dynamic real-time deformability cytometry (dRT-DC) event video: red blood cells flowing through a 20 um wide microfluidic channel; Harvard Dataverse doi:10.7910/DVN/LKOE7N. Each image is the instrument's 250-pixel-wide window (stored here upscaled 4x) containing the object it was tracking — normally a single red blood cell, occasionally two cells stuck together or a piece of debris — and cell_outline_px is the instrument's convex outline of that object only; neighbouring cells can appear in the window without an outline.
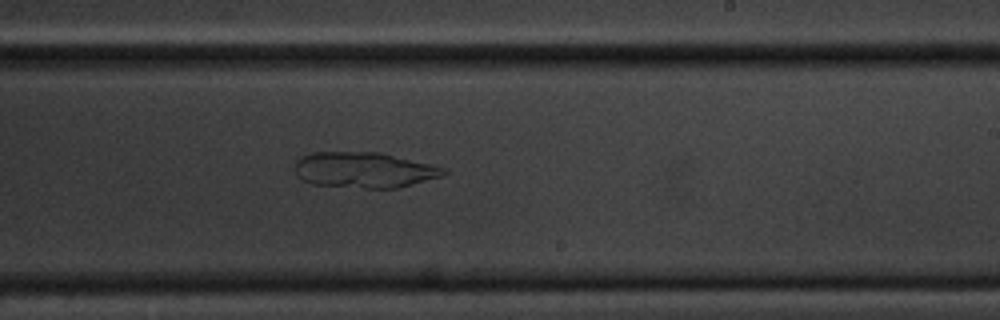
{"species": "common noctule bat (a hibernating species)", "species_latin": "Nyctalus noctula", "temperature_condition": "cold", "stored_images_in_passage": 46, "camera_frame_rate_fps": 3000, "um_per_image_px": 0.085, "animal": {"sex": "male", "body_mass_g": 20.1, "forearm_length_mm": 53.5}, "frame": {"image": 1, "passage_image": 23, "time_ms": 7.333, "image_size_px": [1000, 320], "cell_outline_px": [[448, 172], [444, 176], [400, 188], [364, 188], [312, 184], [304, 180], [296, 172], [296, 160], [300, 156], [312, 152], [380, 152], [432, 164], [448, 168]], "centroid_in_image_um": [31.03, 14.44], "position_along_channel_um": 258.0, "area_um2": 31.21}}
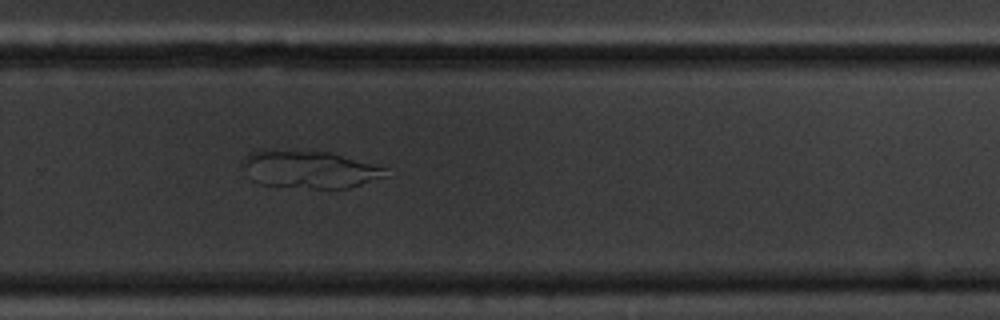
{"frame": {"image": 2, "passage_image": 27, "time_ms": 8.667, "image_size_px": [1000, 320], "cell_outline_px": [[388, 176], [348, 188], [312, 188], [260, 184], [252, 180], [244, 168], [240, 160], [244, 156], [260, 148], [272, 148], [332, 152], [388, 168]], "centroid_in_image_um": [26.28, 14.36], "position_along_channel_um": 303.5, "area_um2": 31.96}}